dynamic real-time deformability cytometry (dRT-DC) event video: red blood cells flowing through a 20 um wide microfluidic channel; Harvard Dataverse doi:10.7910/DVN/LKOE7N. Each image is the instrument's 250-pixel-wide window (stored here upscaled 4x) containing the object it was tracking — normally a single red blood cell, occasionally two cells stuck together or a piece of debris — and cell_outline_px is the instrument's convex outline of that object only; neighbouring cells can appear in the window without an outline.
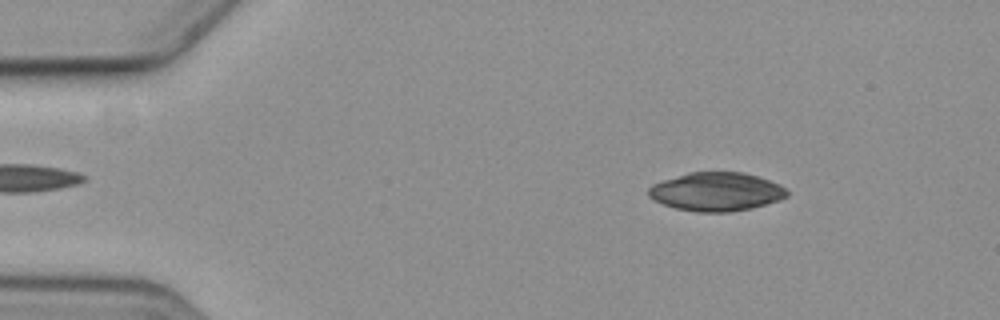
{"species": "common noctule bat (a hibernating species)", "species_latin": "Nyctalus noctula", "temperature_condition": "cold", "stored_images_in_passage": 58, "camera_frame_rate_fps": 3000, "um_per_image_px": 0.085, "animal": {"sex": "female", "body_mass_g": 19.3, "forearm_length_mm": 54.1}, "frame": {"image": 1, "passage_image": 8, "time_ms": 2.333, "image_size_px": [1000, 320], "cell_outline_px": [[788, 196], [752, 208], [728, 212], [696, 212], [676, 208], [664, 204], [648, 196], [648, 188], [652, 184], [688, 172], [744, 172], [780, 184], [788, 192]], "centroid_in_image_um": [60.87, 16.29], "position_along_channel_um": 24.1, "area_um2": 30.87}}